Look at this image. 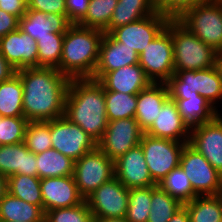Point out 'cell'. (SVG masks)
Here are the masks:
<instances>
[{"instance_id": "6da1fadb", "label": "cell", "mask_w": 222, "mask_h": 222, "mask_svg": "<svg viewBox=\"0 0 222 222\" xmlns=\"http://www.w3.org/2000/svg\"><path fill=\"white\" fill-rule=\"evenodd\" d=\"M23 85V112L29 122L64 116L70 78L56 68L32 67L16 72Z\"/></svg>"}, {"instance_id": "7a4b0ae2", "label": "cell", "mask_w": 222, "mask_h": 222, "mask_svg": "<svg viewBox=\"0 0 222 222\" xmlns=\"http://www.w3.org/2000/svg\"><path fill=\"white\" fill-rule=\"evenodd\" d=\"M64 116L98 143L108 124L103 86L91 78L71 79Z\"/></svg>"}, {"instance_id": "3957f363", "label": "cell", "mask_w": 222, "mask_h": 222, "mask_svg": "<svg viewBox=\"0 0 222 222\" xmlns=\"http://www.w3.org/2000/svg\"><path fill=\"white\" fill-rule=\"evenodd\" d=\"M104 31L72 24L64 33L58 71L70 79L92 78Z\"/></svg>"}, {"instance_id": "277c9868", "label": "cell", "mask_w": 222, "mask_h": 222, "mask_svg": "<svg viewBox=\"0 0 222 222\" xmlns=\"http://www.w3.org/2000/svg\"><path fill=\"white\" fill-rule=\"evenodd\" d=\"M166 29L171 33L172 38L174 71L202 70L214 67L218 53L177 19H170Z\"/></svg>"}, {"instance_id": "5b68a950", "label": "cell", "mask_w": 222, "mask_h": 222, "mask_svg": "<svg viewBox=\"0 0 222 222\" xmlns=\"http://www.w3.org/2000/svg\"><path fill=\"white\" fill-rule=\"evenodd\" d=\"M217 53H222V2L209 0L186 9L176 18Z\"/></svg>"}, {"instance_id": "8992f818", "label": "cell", "mask_w": 222, "mask_h": 222, "mask_svg": "<svg viewBox=\"0 0 222 222\" xmlns=\"http://www.w3.org/2000/svg\"><path fill=\"white\" fill-rule=\"evenodd\" d=\"M187 143L143 134L140 146L150 175L157 185L171 170L179 167L180 156Z\"/></svg>"}, {"instance_id": "52a82bcc", "label": "cell", "mask_w": 222, "mask_h": 222, "mask_svg": "<svg viewBox=\"0 0 222 222\" xmlns=\"http://www.w3.org/2000/svg\"><path fill=\"white\" fill-rule=\"evenodd\" d=\"M113 177H115L114 161L98 146L74 161L73 178L84 199Z\"/></svg>"}, {"instance_id": "ba28073f", "label": "cell", "mask_w": 222, "mask_h": 222, "mask_svg": "<svg viewBox=\"0 0 222 222\" xmlns=\"http://www.w3.org/2000/svg\"><path fill=\"white\" fill-rule=\"evenodd\" d=\"M179 166L189 178L197 196L222 193V174L188 143L182 150Z\"/></svg>"}, {"instance_id": "9c48e42d", "label": "cell", "mask_w": 222, "mask_h": 222, "mask_svg": "<svg viewBox=\"0 0 222 222\" xmlns=\"http://www.w3.org/2000/svg\"><path fill=\"white\" fill-rule=\"evenodd\" d=\"M139 65L152 83H166L174 74L172 38L166 28L143 49Z\"/></svg>"}, {"instance_id": "30bf717a", "label": "cell", "mask_w": 222, "mask_h": 222, "mask_svg": "<svg viewBox=\"0 0 222 222\" xmlns=\"http://www.w3.org/2000/svg\"><path fill=\"white\" fill-rule=\"evenodd\" d=\"M50 133L52 148L73 161L97 147L94 139L65 116L50 121Z\"/></svg>"}, {"instance_id": "8fae6325", "label": "cell", "mask_w": 222, "mask_h": 222, "mask_svg": "<svg viewBox=\"0 0 222 222\" xmlns=\"http://www.w3.org/2000/svg\"><path fill=\"white\" fill-rule=\"evenodd\" d=\"M170 19V17L156 11L153 15L113 29L109 35L126 47L134 49L140 55L148 43L166 28Z\"/></svg>"}, {"instance_id": "7c38bea8", "label": "cell", "mask_w": 222, "mask_h": 222, "mask_svg": "<svg viewBox=\"0 0 222 222\" xmlns=\"http://www.w3.org/2000/svg\"><path fill=\"white\" fill-rule=\"evenodd\" d=\"M129 189L116 177L99 186L85 200L93 218H125Z\"/></svg>"}, {"instance_id": "4fadbf2b", "label": "cell", "mask_w": 222, "mask_h": 222, "mask_svg": "<svg viewBox=\"0 0 222 222\" xmlns=\"http://www.w3.org/2000/svg\"><path fill=\"white\" fill-rule=\"evenodd\" d=\"M144 133L135 118L108 121L106 131L97 146L115 161L130 149L140 145Z\"/></svg>"}, {"instance_id": "5bb4252c", "label": "cell", "mask_w": 222, "mask_h": 222, "mask_svg": "<svg viewBox=\"0 0 222 222\" xmlns=\"http://www.w3.org/2000/svg\"><path fill=\"white\" fill-rule=\"evenodd\" d=\"M188 144L222 174V113L190 129Z\"/></svg>"}, {"instance_id": "9a60e30c", "label": "cell", "mask_w": 222, "mask_h": 222, "mask_svg": "<svg viewBox=\"0 0 222 222\" xmlns=\"http://www.w3.org/2000/svg\"><path fill=\"white\" fill-rule=\"evenodd\" d=\"M115 177L127 188L156 186L140 145L130 149L114 161Z\"/></svg>"}, {"instance_id": "2e32d148", "label": "cell", "mask_w": 222, "mask_h": 222, "mask_svg": "<svg viewBox=\"0 0 222 222\" xmlns=\"http://www.w3.org/2000/svg\"><path fill=\"white\" fill-rule=\"evenodd\" d=\"M0 52L16 70L37 67V43L19 28L0 38Z\"/></svg>"}, {"instance_id": "e0dca14e", "label": "cell", "mask_w": 222, "mask_h": 222, "mask_svg": "<svg viewBox=\"0 0 222 222\" xmlns=\"http://www.w3.org/2000/svg\"><path fill=\"white\" fill-rule=\"evenodd\" d=\"M40 189L44 213L56 208L77 206L85 200L78 191L73 175L42 178Z\"/></svg>"}, {"instance_id": "ac0fdd59", "label": "cell", "mask_w": 222, "mask_h": 222, "mask_svg": "<svg viewBox=\"0 0 222 222\" xmlns=\"http://www.w3.org/2000/svg\"><path fill=\"white\" fill-rule=\"evenodd\" d=\"M91 79L97 80L105 91L137 95L152 82L139 64L124 66L110 72H94Z\"/></svg>"}, {"instance_id": "d6986e66", "label": "cell", "mask_w": 222, "mask_h": 222, "mask_svg": "<svg viewBox=\"0 0 222 222\" xmlns=\"http://www.w3.org/2000/svg\"><path fill=\"white\" fill-rule=\"evenodd\" d=\"M145 133L178 142H189L190 138V128L182 120L176 102L170 98L164 103L160 114Z\"/></svg>"}, {"instance_id": "ffe728a7", "label": "cell", "mask_w": 222, "mask_h": 222, "mask_svg": "<svg viewBox=\"0 0 222 222\" xmlns=\"http://www.w3.org/2000/svg\"><path fill=\"white\" fill-rule=\"evenodd\" d=\"M72 25L67 14L43 13L36 10H26L19 19V29L30 35L35 41L38 38L50 36L51 32L65 33Z\"/></svg>"}, {"instance_id": "44dd1931", "label": "cell", "mask_w": 222, "mask_h": 222, "mask_svg": "<svg viewBox=\"0 0 222 222\" xmlns=\"http://www.w3.org/2000/svg\"><path fill=\"white\" fill-rule=\"evenodd\" d=\"M169 98L166 83H151L137 94L135 120L144 132L152 126Z\"/></svg>"}, {"instance_id": "7402d4cb", "label": "cell", "mask_w": 222, "mask_h": 222, "mask_svg": "<svg viewBox=\"0 0 222 222\" xmlns=\"http://www.w3.org/2000/svg\"><path fill=\"white\" fill-rule=\"evenodd\" d=\"M36 163V154L23 142L0 146V173L7 178L18 174L38 176Z\"/></svg>"}, {"instance_id": "603a6c76", "label": "cell", "mask_w": 222, "mask_h": 222, "mask_svg": "<svg viewBox=\"0 0 222 222\" xmlns=\"http://www.w3.org/2000/svg\"><path fill=\"white\" fill-rule=\"evenodd\" d=\"M133 64H139L138 53L105 33L100 43L95 72H110Z\"/></svg>"}, {"instance_id": "cb8c5ba5", "label": "cell", "mask_w": 222, "mask_h": 222, "mask_svg": "<svg viewBox=\"0 0 222 222\" xmlns=\"http://www.w3.org/2000/svg\"><path fill=\"white\" fill-rule=\"evenodd\" d=\"M157 11L154 0H118L112 18L104 33L153 15Z\"/></svg>"}, {"instance_id": "d4e9b609", "label": "cell", "mask_w": 222, "mask_h": 222, "mask_svg": "<svg viewBox=\"0 0 222 222\" xmlns=\"http://www.w3.org/2000/svg\"><path fill=\"white\" fill-rule=\"evenodd\" d=\"M44 216L39 206L16 198L9 192L0 199V222H42Z\"/></svg>"}, {"instance_id": "484cf974", "label": "cell", "mask_w": 222, "mask_h": 222, "mask_svg": "<svg viewBox=\"0 0 222 222\" xmlns=\"http://www.w3.org/2000/svg\"><path fill=\"white\" fill-rule=\"evenodd\" d=\"M174 101L182 120L190 129L211 121L220 113L202 96L187 97V99Z\"/></svg>"}, {"instance_id": "4316f807", "label": "cell", "mask_w": 222, "mask_h": 222, "mask_svg": "<svg viewBox=\"0 0 222 222\" xmlns=\"http://www.w3.org/2000/svg\"><path fill=\"white\" fill-rule=\"evenodd\" d=\"M183 205L187 208L190 222H222V193L196 196Z\"/></svg>"}, {"instance_id": "83f0119b", "label": "cell", "mask_w": 222, "mask_h": 222, "mask_svg": "<svg viewBox=\"0 0 222 222\" xmlns=\"http://www.w3.org/2000/svg\"><path fill=\"white\" fill-rule=\"evenodd\" d=\"M38 177H62L73 175L74 161L56 149H48L36 154Z\"/></svg>"}, {"instance_id": "f1b7e54d", "label": "cell", "mask_w": 222, "mask_h": 222, "mask_svg": "<svg viewBox=\"0 0 222 222\" xmlns=\"http://www.w3.org/2000/svg\"><path fill=\"white\" fill-rule=\"evenodd\" d=\"M0 116L24 117L23 85L17 73L0 83Z\"/></svg>"}, {"instance_id": "f546056e", "label": "cell", "mask_w": 222, "mask_h": 222, "mask_svg": "<svg viewBox=\"0 0 222 222\" xmlns=\"http://www.w3.org/2000/svg\"><path fill=\"white\" fill-rule=\"evenodd\" d=\"M40 180L38 176L12 175L7 178V192L16 198L37 205L43 210Z\"/></svg>"}, {"instance_id": "4dcf8cb0", "label": "cell", "mask_w": 222, "mask_h": 222, "mask_svg": "<svg viewBox=\"0 0 222 222\" xmlns=\"http://www.w3.org/2000/svg\"><path fill=\"white\" fill-rule=\"evenodd\" d=\"M196 91L218 112H222V81L215 67L195 70ZM221 106H220V105ZM221 108V111L220 109Z\"/></svg>"}, {"instance_id": "1f68e13d", "label": "cell", "mask_w": 222, "mask_h": 222, "mask_svg": "<svg viewBox=\"0 0 222 222\" xmlns=\"http://www.w3.org/2000/svg\"><path fill=\"white\" fill-rule=\"evenodd\" d=\"M183 204L158 185L151 186V208L148 222H168Z\"/></svg>"}, {"instance_id": "d6a6232c", "label": "cell", "mask_w": 222, "mask_h": 222, "mask_svg": "<svg viewBox=\"0 0 222 222\" xmlns=\"http://www.w3.org/2000/svg\"><path fill=\"white\" fill-rule=\"evenodd\" d=\"M105 104L108 121L135 118L137 95L105 91Z\"/></svg>"}, {"instance_id": "836d02e7", "label": "cell", "mask_w": 222, "mask_h": 222, "mask_svg": "<svg viewBox=\"0 0 222 222\" xmlns=\"http://www.w3.org/2000/svg\"><path fill=\"white\" fill-rule=\"evenodd\" d=\"M64 33L51 32L50 36L38 38L37 67L58 68L61 56Z\"/></svg>"}, {"instance_id": "e575fe53", "label": "cell", "mask_w": 222, "mask_h": 222, "mask_svg": "<svg viewBox=\"0 0 222 222\" xmlns=\"http://www.w3.org/2000/svg\"><path fill=\"white\" fill-rule=\"evenodd\" d=\"M118 0H90L85 17L79 26L104 31L112 18Z\"/></svg>"}, {"instance_id": "d590c367", "label": "cell", "mask_w": 222, "mask_h": 222, "mask_svg": "<svg viewBox=\"0 0 222 222\" xmlns=\"http://www.w3.org/2000/svg\"><path fill=\"white\" fill-rule=\"evenodd\" d=\"M170 196L178 199L182 204L191 201L197 195L194 193L190 180L179 166L170 171V173L158 184Z\"/></svg>"}, {"instance_id": "8d00e7d4", "label": "cell", "mask_w": 222, "mask_h": 222, "mask_svg": "<svg viewBox=\"0 0 222 222\" xmlns=\"http://www.w3.org/2000/svg\"><path fill=\"white\" fill-rule=\"evenodd\" d=\"M151 208V187L129 189L126 219L129 222H148Z\"/></svg>"}, {"instance_id": "74e56055", "label": "cell", "mask_w": 222, "mask_h": 222, "mask_svg": "<svg viewBox=\"0 0 222 222\" xmlns=\"http://www.w3.org/2000/svg\"><path fill=\"white\" fill-rule=\"evenodd\" d=\"M169 97L172 100H183L187 97H199L196 91L195 70L175 71L166 82Z\"/></svg>"}, {"instance_id": "f35d334b", "label": "cell", "mask_w": 222, "mask_h": 222, "mask_svg": "<svg viewBox=\"0 0 222 222\" xmlns=\"http://www.w3.org/2000/svg\"><path fill=\"white\" fill-rule=\"evenodd\" d=\"M50 121L29 122L23 143L30 152L38 154L52 148Z\"/></svg>"}, {"instance_id": "ab89813d", "label": "cell", "mask_w": 222, "mask_h": 222, "mask_svg": "<svg viewBox=\"0 0 222 222\" xmlns=\"http://www.w3.org/2000/svg\"><path fill=\"white\" fill-rule=\"evenodd\" d=\"M28 123L24 117L0 116V146L23 142Z\"/></svg>"}, {"instance_id": "60d3db41", "label": "cell", "mask_w": 222, "mask_h": 222, "mask_svg": "<svg viewBox=\"0 0 222 222\" xmlns=\"http://www.w3.org/2000/svg\"><path fill=\"white\" fill-rule=\"evenodd\" d=\"M51 222H93L86 200L72 207L56 208L45 213Z\"/></svg>"}, {"instance_id": "b9f144b4", "label": "cell", "mask_w": 222, "mask_h": 222, "mask_svg": "<svg viewBox=\"0 0 222 222\" xmlns=\"http://www.w3.org/2000/svg\"><path fill=\"white\" fill-rule=\"evenodd\" d=\"M209 0H154L157 11L170 17L178 18L186 9Z\"/></svg>"}, {"instance_id": "7bdbcfd3", "label": "cell", "mask_w": 222, "mask_h": 222, "mask_svg": "<svg viewBox=\"0 0 222 222\" xmlns=\"http://www.w3.org/2000/svg\"><path fill=\"white\" fill-rule=\"evenodd\" d=\"M27 9L45 14H67L65 0H27Z\"/></svg>"}, {"instance_id": "ee69618b", "label": "cell", "mask_w": 222, "mask_h": 222, "mask_svg": "<svg viewBox=\"0 0 222 222\" xmlns=\"http://www.w3.org/2000/svg\"><path fill=\"white\" fill-rule=\"evenodd\" d=\"M67 18L72 24H78L86 15L90 0H65Z\"/></svg>"}, {"instance_id": "f6af8a7d", "label": "cell", "mask_w": 222, "mask_h": 222, "mask_svg": "<svg viewBox=\"0 0 222 222\" xmlns=\"http://www.w3.org/2000/svg\"><path fill=\"white\" fill-rule=\"evenodd\" d=\"M0 9L20 19L26 13L27 0H0Z\"/></svg>"}, {"instance_id": "bcb514c9", "label": "cell", "mask_w": 222, "mask_h": 222, "mask_svg": "<svg viewBox=\"0 0 222 222\" xmlns=\"http://www.w3.org/2000/svg\"><path fill=\"white\" fill-rule=\"evenodd\" d=\"M19 28V18L0 9V38Z\"/></svg>"}, {"instance_id": "7dc6e473", "label": "cell", "mask_w": 222, "mask_h": 222, "mask_svg": "<svg viewBox=\"0 0 222 222\" xmlns=\"http://www.w3.org/2000/svg\"><path fill=\"white\" fill-rule=\"evenodd\" d=\"M17 70L14 69L0 52V83L9 80L16 74Z\"/></svg>"}, {"instance_id": "c3c4849f", "label": "cell", "mask_w": 222, "mask_h": 222, "mask_svg": "<svg viewBox=\"0 0 222 222\" xmlns=\"http://www.w3.org/2000/svg\"><path fill=\"white\" fill-rule=\"evenodd\" d=\"M168 222H190L187 208L183 205Z\"/></svg>"}, {"instance_id": "681fc988", "label": "cell", "mask_w": 222, "mask_h": 222, "mask_svg": "<svg viewBox=\"0 0 222 222\" xmlns=\"http://www.w3.org/2000/svg\"><path fill=\"white\" fill-rule=\"evenodd\" d=\"M7 193V177L0 173V199Z\"/></svg>"}, {"instance_id": "f907efd6", "label": "cell", "mask_w": 222, "mask_h": 222, "mask_svg": "<svg viewBox=\"0 0 222 222\" xmlns=\"http://www.w3.org/2000/svg\"><path fill=\"white\" fill-rule=\"evenodd\" d=\"M214 67L216 68L219 77L222 81V53L217 54Z\"/></svg>"}, {"instance_id": "816d5d0a", "label": "cell", "mask_w": 222, "mask_h": 222, "mask_svg": "<svg viewBox=\"0 0 222 222\" xmlns=\"http://www.w3.org/2000/svg\"><path fill=\"white\" fill-rule=\"evenodd\" d=\"M93 222H129L126 218H93Z\"/></svg>"}, {"instance_id": "f5cc1de1", "label": "cell", "mask_w": 222, "mask_h": 222, "mask_svg": "<svg viewBox=\"0 0 222 222\" xmlns=\"http://www.w3.org/2000/svg\"><path fill=\"white\" fill-rule=\"evenodd\" d=\"M42 222H51L46 216H44L43 221Z\"/></svg>"}]
</instances>
